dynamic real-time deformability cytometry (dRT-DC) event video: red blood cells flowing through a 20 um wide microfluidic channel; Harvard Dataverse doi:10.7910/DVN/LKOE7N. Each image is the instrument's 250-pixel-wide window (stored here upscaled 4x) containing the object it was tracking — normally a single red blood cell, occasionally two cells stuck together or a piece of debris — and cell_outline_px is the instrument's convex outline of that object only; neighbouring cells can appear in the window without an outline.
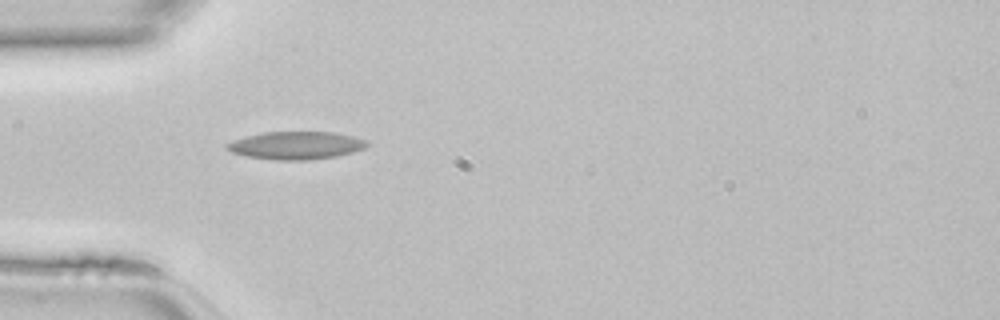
{"species": "common noctule bat (a hibernating species)", "species_latin": "Nyctalus noctula", "temperature_condition": "room temperature", "stored_images_in_passage": 33, "camera_frame_rate_fps": 3000, "um_per_image_px": 0.085, "animal": {"sex": "female", "body_mass_g": 22.7, "forearm_length_mm": 54.2}, "frame": {"image": 1, "passage_image": 1, "time_ms": 0.0, "image_size_px": [1000, 320], "cell_outline_px": [[368, 144], [364, 148], [352, 152], [336, 156], [308, 160], [276, 160], [248, 156], [232, 152], [224, 144], [232, 140], [264, 132], [336, 132], [368, 140]], "centroid_in_image_um": [25.18, 12.35], "position_along_channel_um": 59.8, "area_um2": 22.54}}
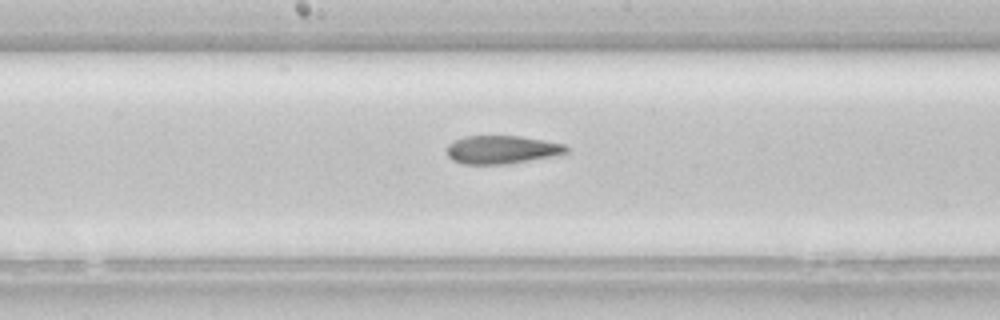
{"frame": {"image": 2, "passage_image": 11, "time_ms": 3.333, "image_size_px": [1000, 320], "cell_outline_px": [[568, 152], [556, 156], [504, 164], [464, 164], [452, 160], [448, 156], [448, 144], [464, 136], [520, 136], [564, 144], [568, 148]], "centroid_in_image_um": [42.67, 12.72], "position_along_channel_um": 205.5, "area_um2": 19.54}}
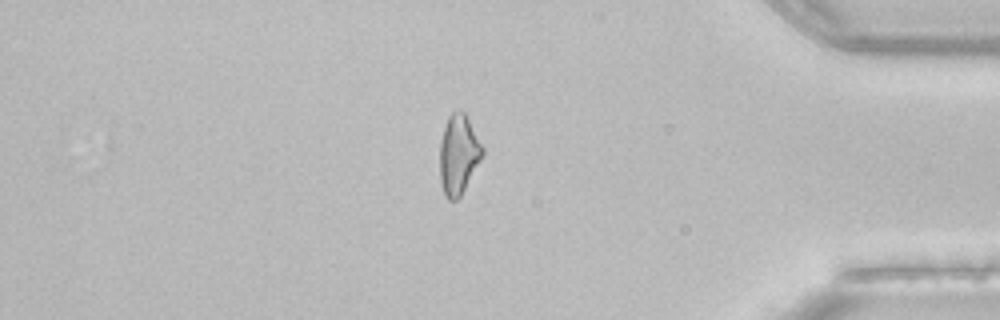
{"frame": {"image": 3, "passage_image": 26, "time_ms": 8.333, "image_size_px": [1000, 320], "cell_outline_px": [[484, 156], [460, 196], [456, 200], [448, 200], [444, 196], [440, 180], [440, 140], [448, 116], [452, 112], [460, 108], [468, 116], [484, 148]], "centroid_in_image_um": [38.99, 13.11], "position_along_channel_um": 396.2, "area_um2": 20.17}}